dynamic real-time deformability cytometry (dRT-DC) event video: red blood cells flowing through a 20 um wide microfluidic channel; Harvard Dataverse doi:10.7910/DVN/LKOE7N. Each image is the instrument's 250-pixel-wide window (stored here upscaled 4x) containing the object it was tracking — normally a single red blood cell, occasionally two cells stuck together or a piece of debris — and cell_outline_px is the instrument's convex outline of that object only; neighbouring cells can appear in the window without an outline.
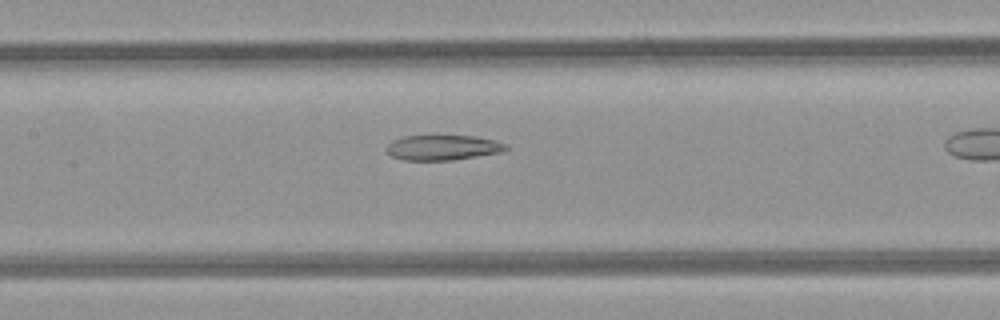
{"species": "common noctule bat (a hibernating species)", "species_latin": "Nyctalus noctula", "temperature_condition": "room temperature", "stored_images_in_passage": 24, "camera_frame_rate_fps": 3000, "um_per_image_px": 0.085, "animal": {"sex": "female", "body_mass_g": 21.9}, "frame": {"image": 1, "passage_image": 9, "time_ms": 2.667, "image_size_px": [1000, 320], "cell_outline_px": [[508, 148], [504, 152], [452, 160], [404, 160], [392, 156], [384, 148], [392, 140], [404, 136], [432, 132], [436, 132], [476, 136], [496, 140], [508, 144]], "centroid_in_image_um": [37.65, 12.48], "position_along_channel_um": 169.8, "area_um2": 18.73}}
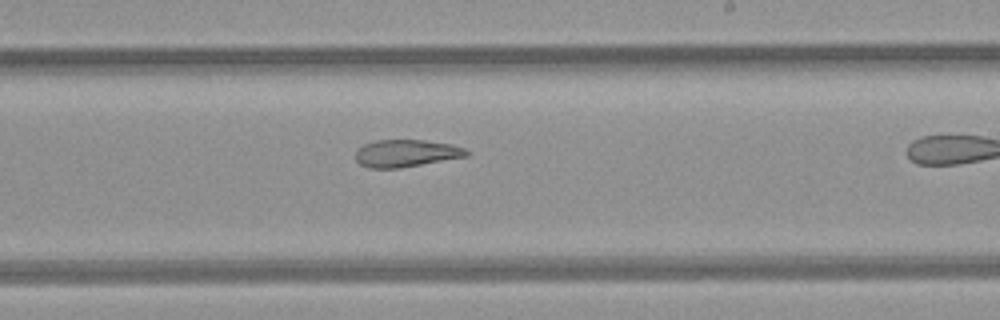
{"frame": {"image": 2, "passage_image": 15, "time_ms": 4.667, "image_size_px": [1000, 320], "cell_outline_px": [[468, 156], [400, 168], [368, 168], [360, 164], [356, 160], [356, 152], [364, 144], [376, 140], [424, 140], [452, 144], [464, 148], [468, 152]], "centroid_in_image_um": [34.52, 13.03], "position_along_channel_um": 254.5, "area_um2": 17.57}}
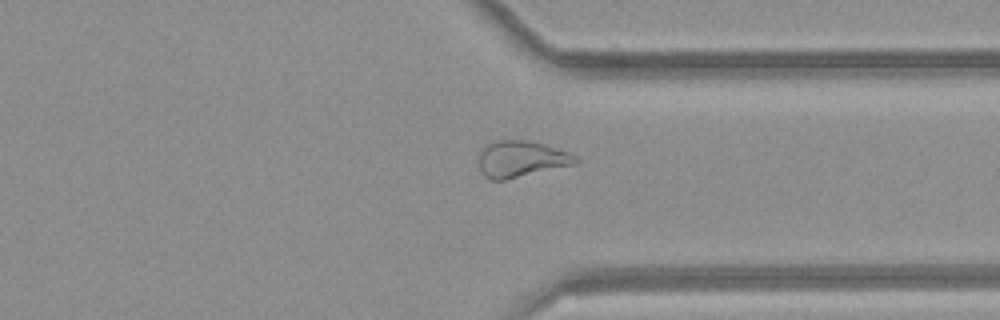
{"frame": {"image": 3, "passage_image": 23, "time_ms": 7.333, "image_size_px": [1000, 320], "cell_outline_px": [[580, 160], [576, 164], [504, 180], [492, 180], [484, 176], [480, 172], [480, 152], [492, 140], [524, 140], [544, 144], [568, 152], [576, 156]], "centroid_in_image_um": [44.3, 13.52], "position_along_channel_um": 367.1, "area_um2": 20.4}}